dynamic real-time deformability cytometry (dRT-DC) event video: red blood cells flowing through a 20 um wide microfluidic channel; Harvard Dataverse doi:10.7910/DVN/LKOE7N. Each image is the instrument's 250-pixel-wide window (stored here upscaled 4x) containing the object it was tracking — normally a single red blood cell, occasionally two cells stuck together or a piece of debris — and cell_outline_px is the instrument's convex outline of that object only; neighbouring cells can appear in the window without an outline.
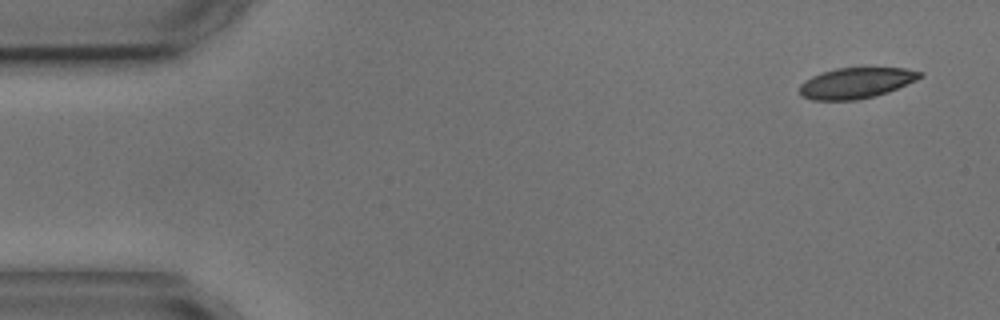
{"species": "common noctule bat (a hibernating species)", "species_latin": "Nyctalus noctula", "temperature_condition": "cold", "stored_images_in_passage": 6, "camera_frame_rate_fps": 3000, "um_per_image_px": 0.085, "animal": {"sex": "male", "body_mass_g": 17.9, "forearm_length_mm": 54.2}, "frame": {"image": 1, "passage_image": 1, "time_ms": 0.0, "image_size_px": [1000, 320], "cell_outline_px": [[924, 76], [916, 80], [888, 92], [856, 100], [812, 100], [800, 96], [800, 84], [812, 76], [836, 68], [904, 68], [924, 72]], "centroid_in_image_um": [72.77, 7.05], "position_along_channel_um": 12.2, "area_um2": 21.44}}
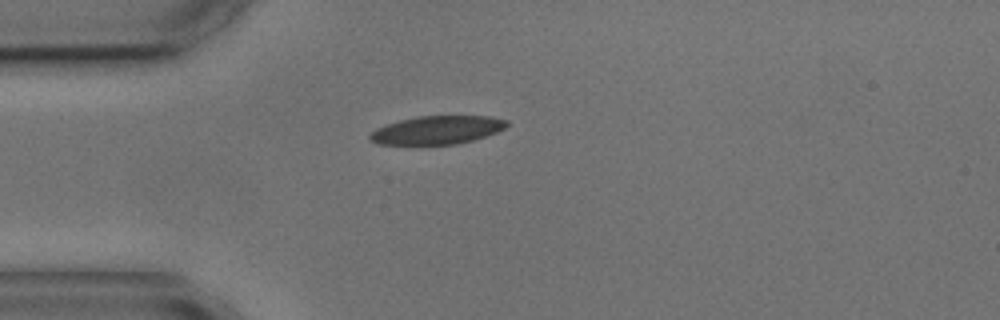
{"frame": {"image": 2, "passage_image": 4, "time_ms": 3.667, "image_size_px": [1000, 320], "cell_outline_px": [[508, 124], [504, 128], [496, 132], [472, 140], [456, 144], [376, 144], [368, 136], [376, 128], [400, 120], [416, 116], [488, 116], [508, 120]], "centroid_in_image_um": [37.15, 11.04], "position_along_channel_um": 47.8, "area_um2": 22.31}}